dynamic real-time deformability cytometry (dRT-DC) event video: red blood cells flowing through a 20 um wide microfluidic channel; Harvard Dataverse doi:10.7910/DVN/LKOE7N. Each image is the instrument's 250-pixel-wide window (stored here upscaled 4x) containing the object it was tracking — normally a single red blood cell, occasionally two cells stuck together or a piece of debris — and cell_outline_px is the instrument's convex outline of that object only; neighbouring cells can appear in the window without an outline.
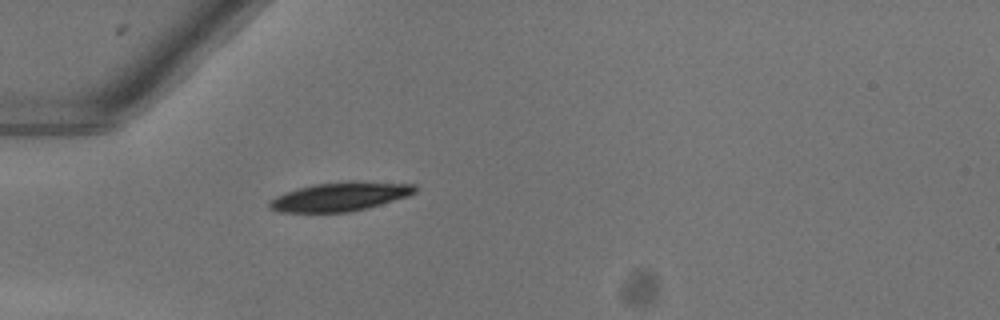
{"species": "common noctule bat (a hibernating species)", "species_latin": "Nyctalus noctula", "temperature_condition": "warm", "stored_images_in_passage": 37, "camera_frame_rate_fps": 3000, "um_per_image_px": 0.085, "animal": {"sex": "female"}, "frame": {"image": 1, "passage_image": 1, "time_ms": 0.0, "image_size_px": [1000, 320], "cell_outline_px": [[416, 192], [408, 196], [368, 208], [348, 212], [276, 212], [268, 208], [268, 204], [276, 196], [312, 184], [348, 180], [356, 180], [416, 184]], "centroid_in_image_um": [28.94, 16.7], "position_along_channel_um": 56.1, "area_um2": 24.74}}
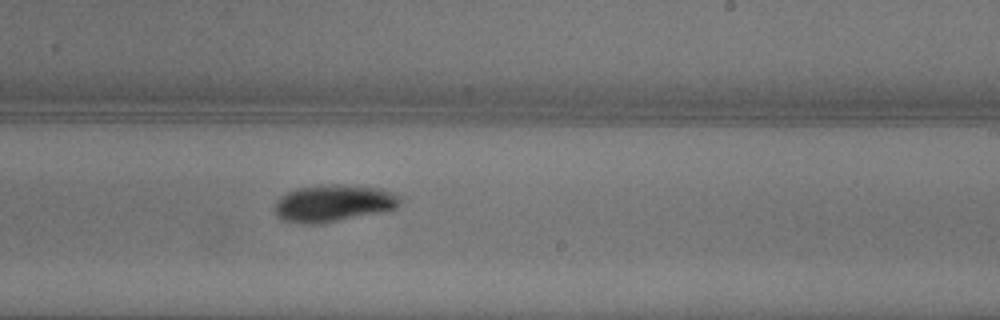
{"frame": {"image": 2, "passage_image": 17, "time_ms": 5.333, "image_size_px": [1000, 320], "cell_outline_px": [[400, 200], [396, 208], [384, 212], [316, 224], [300, 224], [280, 220], [276, 216], [276, 204], [280, 196], [296, 188], [320, 184], [344, 184], [380, 188], [392, 192], [400, 196]], "centroid_in_image_um": [28.33, 17.27], "position_along_channel_um": 260.7, "area_um2": 27.28}}
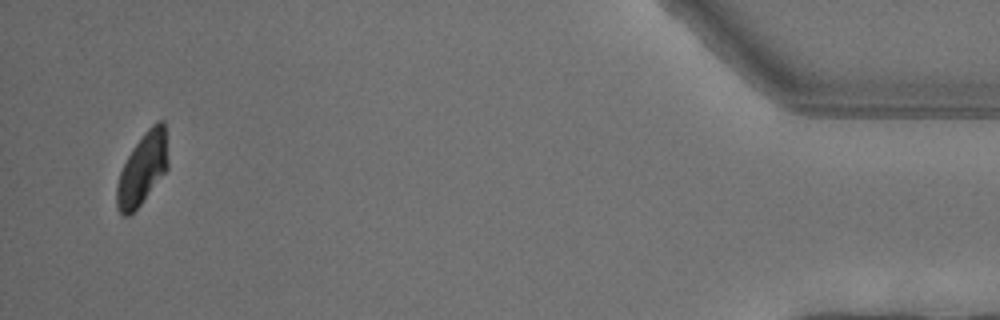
{"frame": {"image": 3, "passage_image": 35, "time_ms": 11.333, "image_size_px": [1000, 320], "cell_outline_px": [[168, 168], [140, 204], [128, 216], [124, 216], [116, 208], [116, 184], [120, 172], [132, 148], [144, 132], [156, 120], [164, 120], [168, 160]], "centroid_in_image_um": [12.1, 14.33], "position_along_channel_um": 423.1, "area_um2": 21.27}, "authors_computed_cell_mechanics": {"area_um2": 24.9696, "velocity_mm_per_s": 4.0218, "shape_relaxation_time_tau1_ms": 2.741, "shape_relaxation_time_tau2_ms": null, "deformation_change_tau1": 0.1123, "deformation_change_tau2": null}}